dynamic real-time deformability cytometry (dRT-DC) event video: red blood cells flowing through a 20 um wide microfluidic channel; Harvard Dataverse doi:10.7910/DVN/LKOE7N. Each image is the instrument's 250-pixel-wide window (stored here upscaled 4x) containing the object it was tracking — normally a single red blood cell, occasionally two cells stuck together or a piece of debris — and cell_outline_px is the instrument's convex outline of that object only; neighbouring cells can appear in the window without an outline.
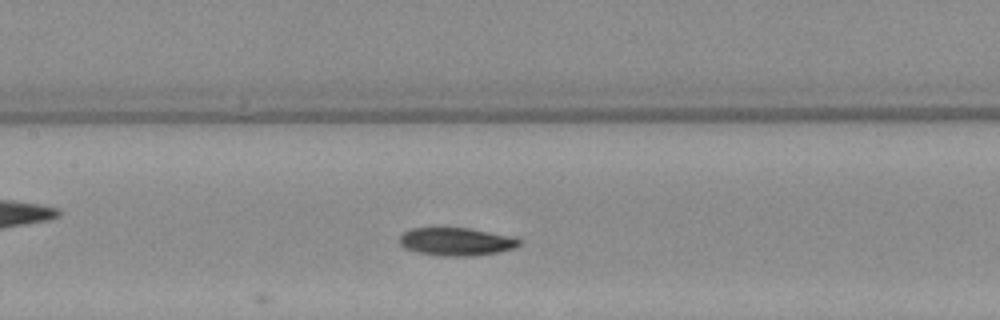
{"species": "Egyptian fruit bat (a non-hibernating species)", "species_latin": "Rousettus aegyptiacus", "temperature_condition": "warm", "stored_images_in_passage": 6, "camera_frame_rate_fps": 3000, "um_per_image_px": 0.085, "animal": {"sex": "female"}, "frame": {"image": 1, "passage_image": 6, "time_ms": 7.0, "image_size_px": [1000, 320], "cell_outline_px": [[520, 244], [512, 248], [496, 252], [472, 256], [440, 256], [416, 252], [404, 248], [400, 244], [400, 236], [404, 232], [412, 228], [468, 228], [488, 232], [520, 240]], "centroid_in_image_um": [38.68, 20.55], "position_along_channel_um": 168.7, "area_um2": 19.07}}